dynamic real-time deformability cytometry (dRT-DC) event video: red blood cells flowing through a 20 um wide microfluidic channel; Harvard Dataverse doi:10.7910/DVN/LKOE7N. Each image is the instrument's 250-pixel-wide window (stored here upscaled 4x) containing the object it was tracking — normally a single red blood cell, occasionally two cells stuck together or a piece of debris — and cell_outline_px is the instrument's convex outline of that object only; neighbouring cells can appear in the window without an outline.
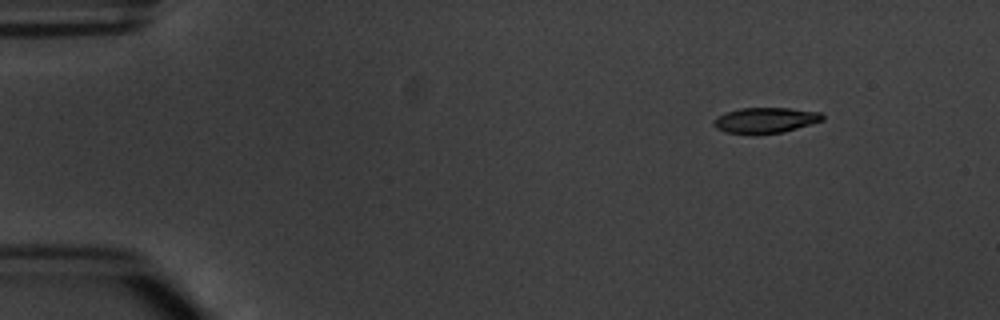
{"species": "common noctule bat (a hibernating species)", "species_latin": "Nyctalus noctula", "temperature_condition": "warm", "stored_images_in_passage": 6, "camera_frame_rate_fps": 3000, "um_per_image_px": 0.085, "animal": {"sex": "male", "body_mass_g": 20.1, "forearm_length_mm": 53.5}, "frame": {"image": 1, "passage_image": 1, "time_ms": 0.0, "image_size_px": [1000, 320], "cell_outline_px": [[824, 120], [784, 132], [752, 136], [724, 132], [716, 128], [712, 124], [712, 120], [716, 116], [740, 108], [788, 108], [820, 112], [824, 116]], "centroid_in_image_um": [65.0, 10.25], "position_along_channel_um": 20.0, "area_um2": 16.65}}
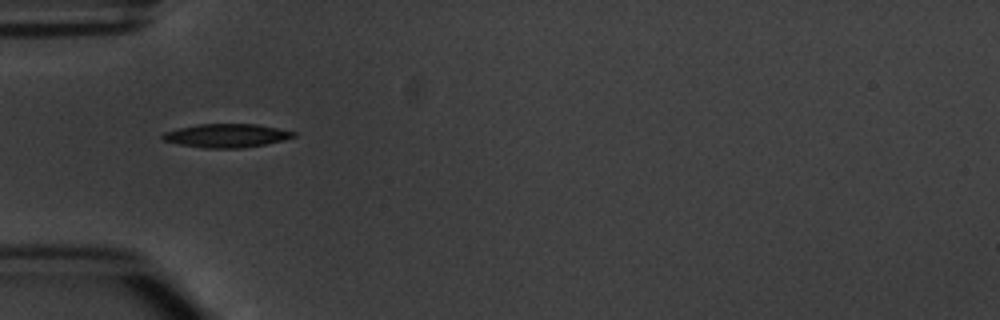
{"frame": {"image": 2, "passage_image": 4, "time_ms": 3.667, "image_size_px": [1000, 320], "cell_outline_px": [[296, 136], [284, 140], [244, 148], [204, 148], [180, 144], [164, 140], [160, 136], [164, 132], [176, 128], [200, 124], [256, 124], [296, 132]], "centroid_in_image_um": [19.24, 11.52], "position_along_channel_um": 65.8, "area_um2": 17.92}}